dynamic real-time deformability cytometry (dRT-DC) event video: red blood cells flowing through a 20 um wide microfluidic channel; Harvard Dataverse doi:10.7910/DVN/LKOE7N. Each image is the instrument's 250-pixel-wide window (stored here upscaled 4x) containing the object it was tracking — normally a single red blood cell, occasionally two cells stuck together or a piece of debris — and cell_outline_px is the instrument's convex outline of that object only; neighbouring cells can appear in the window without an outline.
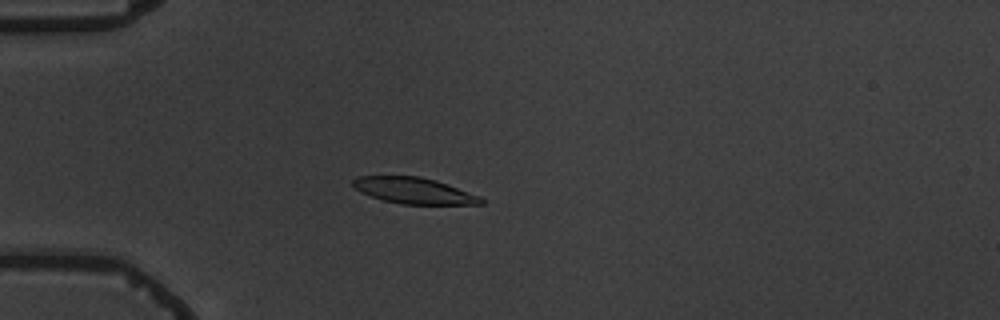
{"species": "common noctule bat (a hibernating species)", "species_latin": "Nyctalus noctula", "temperature_condition": "warm", "stored_images_in_passage": 4, "camera_frame_rate_fps": 3000, "um_per_image_px": 0.085, "animal": {"sex": "male", "body_mass_g": 19.5, "forearm_length_mm": 54.6}, "frame": {"image": 1, "passage_image": 4, "time_ms": 3.333, "image_size_px": [1000, 320], "cell_outline_px": [[484, 204], [400, 204], [384, 200], [360, 192], [352, 184], [352, 180], [360, 176], [420, 176], [436, 180], [448, 184], [480, 196], [484, 200]], "centroid_in_image_um": [35.2, 16.2], "position_along_channel_um": 49.8, "area_um2": 19.42}}